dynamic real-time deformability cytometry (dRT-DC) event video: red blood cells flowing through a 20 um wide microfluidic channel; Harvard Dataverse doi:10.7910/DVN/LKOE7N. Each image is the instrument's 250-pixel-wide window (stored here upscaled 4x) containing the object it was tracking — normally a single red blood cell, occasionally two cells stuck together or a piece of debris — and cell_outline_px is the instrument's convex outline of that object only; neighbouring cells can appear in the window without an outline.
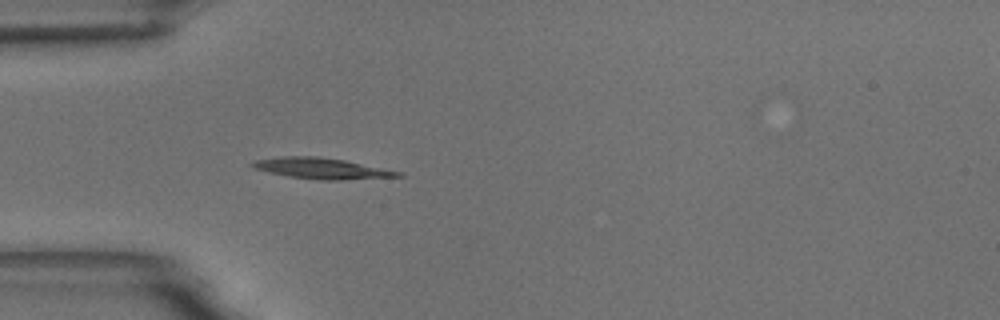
{"species": "common noctule bat (a hibernating species)", "species_latin": "Nyctalus noctula", "temperature_condition": "room temperature", "stored_images_in_passage": 40, "camera_frame_rate_fps": 3000, "um_per_image_px": 0.085, "animal": {"sex": "male", "body_mass_g": 18.8}, "frame": {"image": 1, "passage_image": 1, "time_ms": 0.0, "image_size_px": [1000, 320], "cell_outline_px": [[404, 176], [344, 180], [320, 180], [288, 176], [268, 172], [256, 168], [248, 164], [256, 160], [280, 156], [320, 156], [344, 160], [404, 172]], "centroid_in_image_um": [27.38, 14.31], "position_along_channel_um": 57.6, "area_um2": 17.8}}
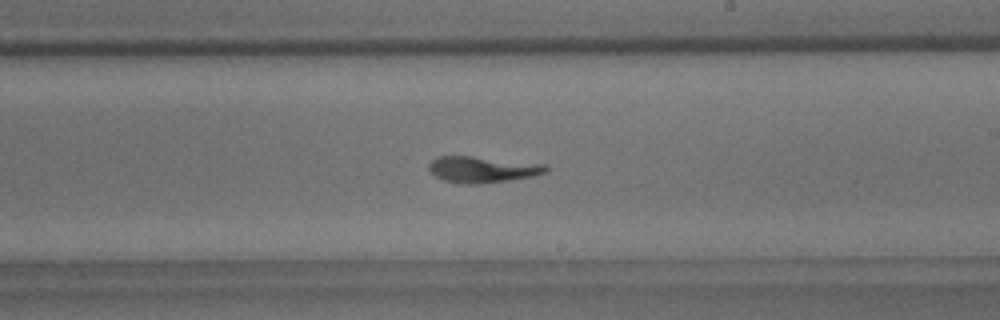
{"frame": {"image": 2, "passage_image": 17, "time_ms": 5.333, "image_size_px": [1000, 320], "cell_outline_px": [[548, 172], [532, 176], [508, 180], [480, 184], [460, 184], [444, 180], [436, 176], [428, 168], [428, 164], [436, 156], [472, 156], [544, 164], [548, 168]], "centroid_in_image_um": [40.98, 14.4], "position_along_channel_um": 248.0, "area_um2": 17.8}}
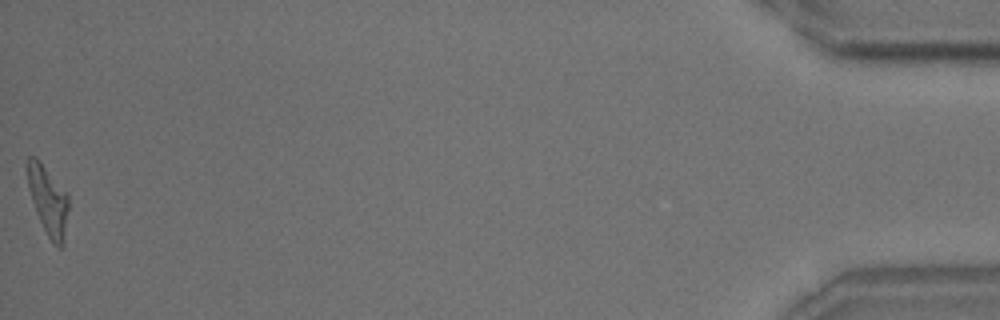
{"frame": {"image": 3, "passage_image": 40, "time_ms": 13.0, "image_size_px": [1000, 320], "cell_outline_px": [[68, 208], [64, 244], [60, 248], [52, 244], [36, 212], [28, 188], [24, 164], [28, 156], [36, 156], [40, 160], [68, 192]], "centroid_in_image_um": [4.07, 16.96], "position_along_channel_um": 431.1, "area_um2": 17.05}}